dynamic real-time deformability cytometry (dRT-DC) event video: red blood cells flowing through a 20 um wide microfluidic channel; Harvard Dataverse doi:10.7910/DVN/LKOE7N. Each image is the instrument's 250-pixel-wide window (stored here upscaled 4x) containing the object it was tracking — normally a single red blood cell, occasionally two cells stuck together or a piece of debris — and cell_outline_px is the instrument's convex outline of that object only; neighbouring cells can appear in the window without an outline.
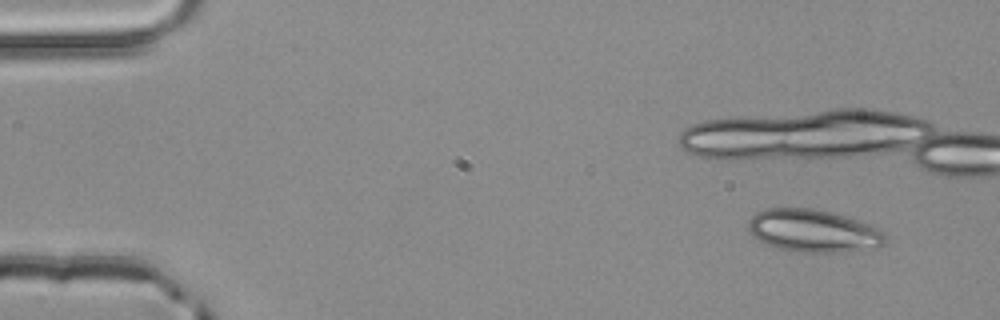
{"species": "common noctule bat (a hibernating species)", "species_latin": "Nyctalus noctula", "temperature_condition": "room temperature", "stored_images_in_passage": 3, "camera_frame_rate_fps": 3000, "um_per_image_px": 0.085, "animal": {"sex": "male", "body_mass_g": 20.4}, "frame": {"image": 1, "passage_image": 1, "time_ms": 0.0, "image_size_px": [1000, 320], "cell_outline_px": [[888, 240], [884, 244], [876, 248], [840, 252], [804, 252], [780, 248], [768, 244], [752, 236], [748, 232], [748, 220], [756, 212], [764, 208], [812, 208], [832, 212], [872, 224], [888, 232]], "centroid_in_image_um": [69.2, 19.61], "position_along_channel_um": 15.8, "area_um2": 34.51}}